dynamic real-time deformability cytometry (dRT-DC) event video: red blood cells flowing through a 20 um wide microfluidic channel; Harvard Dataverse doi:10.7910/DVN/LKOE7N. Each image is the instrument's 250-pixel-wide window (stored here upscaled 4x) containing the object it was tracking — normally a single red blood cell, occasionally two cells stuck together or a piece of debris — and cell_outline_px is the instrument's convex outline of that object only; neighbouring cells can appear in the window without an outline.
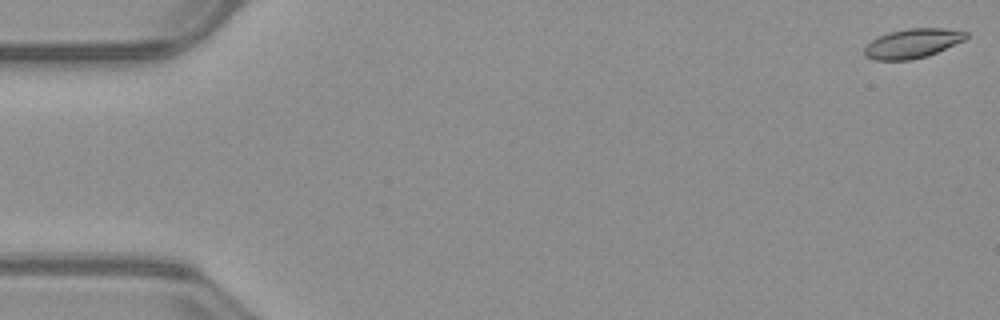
{"species": "common noctule bat (a hibernating species)", "species_latin": "Nyctalus noctula", "temperature_condition": "warm", "stored_images_in_passage": 53, "segment_of_instrument_passage": [1, 2], "camera_frame_rate_fps": 3000, "um_per_image_px": 0.085, "animal": {"sex": "male", "body_mass_g": 23.1, "forearm_length_mm": 52.7}, "frame": {"image": 1, "passage_image": 1, "time_ms": 0.0, "image_size_px": [1000, 320], "cell_outline_px": [[968, 36], [964, 40], [928, 56], [912, 60], [876, 60], [864, 56], [864, 48], [872, 40], [888, 32], [908, 28], [944, 28], [968, 32]], "centroid_in_image_um": [77.56, 3.69], "position_along_channel_um": 7.4, "area_um2": 17.4}}
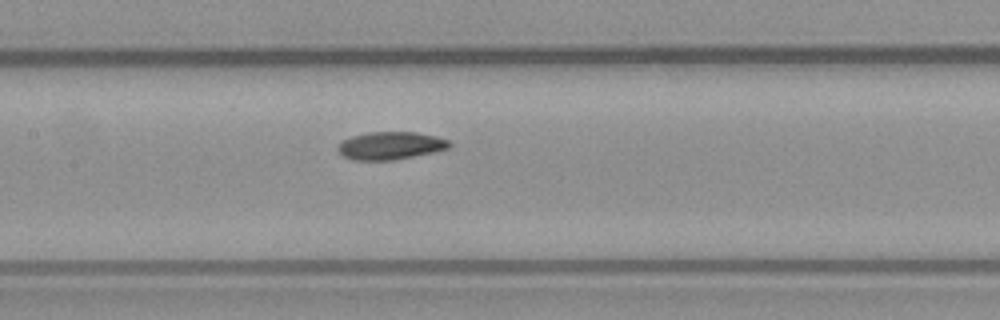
{"frame": {"image": 2, "passage_image": 25, "time_ms": 8.0, "image_size_px": [1000, 320], "cell_outline_px": [[452, 144], [448, 148], [432, 152], [392, 160], [352, 160], [344, 156], [336, 148], [344, 140], [352, 136], [368, 132], [416, 132], [436, 136], [448, 140]], "centroid_in_image_um": [33.19, 12.37], "position_along_channel_um": 174.2, "area_um2": 17.8}}
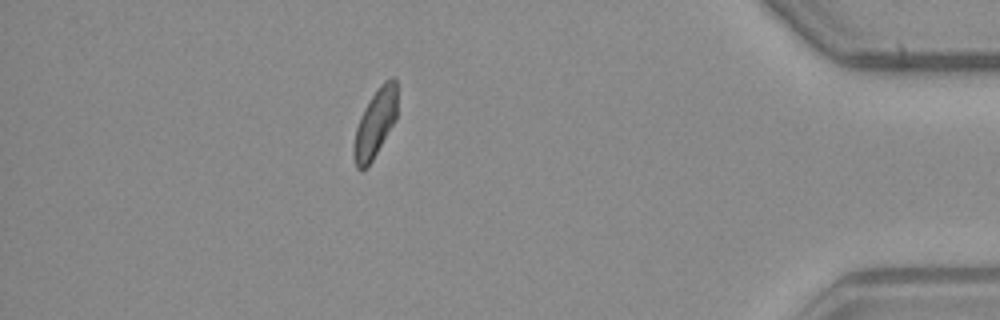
{"frame": {"image": 3, "passage_image": 46, "time_ms": 15.0, "image_size_px": [1000, 320], "cell_outline_px": [[396, 120], [372, 160], [360, 172], [356, 168], [352, 156], [352, 148], [356, 128], [360, 116], [364, 108], [380, 84], [384, 80], [392, 76], [396, 76]], "centroid_in_image_um": [31.87, 10.48], "position_along_channel_um": 403.3, "area_um2": 17.34}}